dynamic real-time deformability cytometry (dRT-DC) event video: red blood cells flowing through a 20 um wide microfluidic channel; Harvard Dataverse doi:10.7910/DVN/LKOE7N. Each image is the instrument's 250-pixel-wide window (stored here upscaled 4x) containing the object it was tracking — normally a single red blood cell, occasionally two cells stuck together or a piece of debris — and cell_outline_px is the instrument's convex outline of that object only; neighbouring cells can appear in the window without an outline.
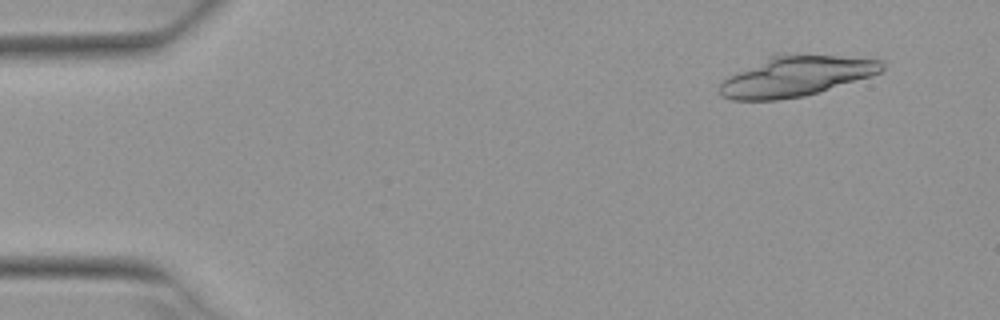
{"species": "Egyptian fruit bat (a non-hibernating species)", "species_latin": "Rousettus aegyptiacus", "temperature_condition": "warm", "stored_images_in_passage": 3, "camera_frame_rate_fps": 3000, "um_per_image_px": 0.085, "animal": {"sex": "female"}, "frame": {"image": 1, "passage_image": 1, "time_ms": 0.0, "image_size_px": [1000, 320], "cell_outline_px": [[884, 68], [880, 72], [872, 76], [804, 96], [776, 100], [732, 100], [720, 96], [720, 84], [728, 76], [772, 52], [780, 52], [840, 56], [880, 60], [884, 64]], "centroid_in_image_um": [67.6, 6.44], "position_along_channel_um": 17.4, "area_um2": 38.73}}